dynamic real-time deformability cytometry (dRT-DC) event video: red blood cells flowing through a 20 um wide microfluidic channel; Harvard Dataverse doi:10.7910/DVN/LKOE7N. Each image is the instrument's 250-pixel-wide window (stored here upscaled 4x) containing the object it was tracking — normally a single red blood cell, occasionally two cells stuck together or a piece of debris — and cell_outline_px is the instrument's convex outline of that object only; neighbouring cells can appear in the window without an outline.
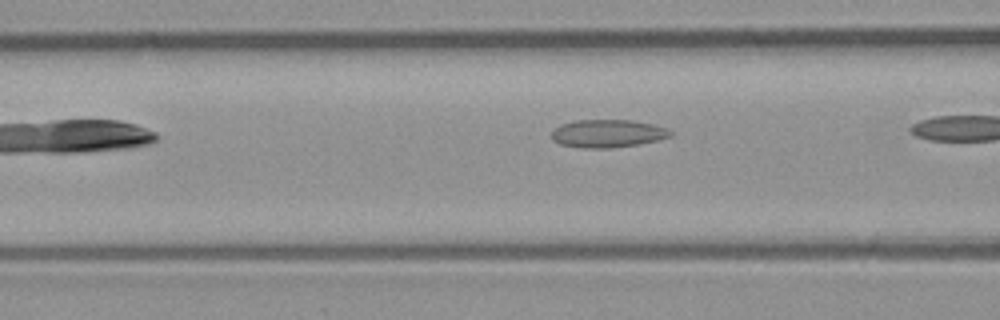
{"species": "common noctule bat (a hibernating species)", "species_latin": "Nyctalus noctula", "temperature_condition": "room temperature", "stored_images_in_passage": 24, "camera_frame_rate_fps": 3000, "um_per_image_px": 0.085, "animal": {"sex": "male", "body_mass_g": 23.1, "forearm_length_mm": 52.7}, "frame": {"image": 1, "passage_image": 4, "time_ms": 1.0, "image_size_px": [1000, 320], "cell_outline_px": [[672, 136], [656, 140], [636, 144], [608, 148], [584, 148], [560, 144], [552, 140], [552, 128], [560, 124], [572, 120], [632, 120], [652, 124], [664, 128], [672, 132]], "centroid_in_image_um": [51.57, 11.33], "position_along_channel_um": 115.0, "area_um2": 19.25}}